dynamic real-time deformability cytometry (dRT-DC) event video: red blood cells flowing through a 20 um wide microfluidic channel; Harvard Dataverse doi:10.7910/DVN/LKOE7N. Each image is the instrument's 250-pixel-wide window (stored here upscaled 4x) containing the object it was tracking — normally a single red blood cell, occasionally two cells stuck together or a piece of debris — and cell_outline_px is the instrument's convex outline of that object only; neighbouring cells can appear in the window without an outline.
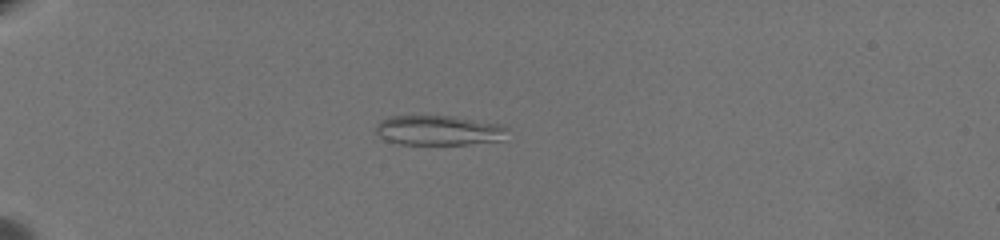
{"species": "common noctule bat (a hibernating species)", "species_latin": "Nyctalus noctula", "temperature_condition": "warm", "stored_images_in_passage": 46, "camera_frame_rate_fps": 3000, "um_per_image_px": 0.085, "animal": {"sex": "female", "body_mass_g": 19.5, "forearm_length_mm": 54.1}, "frame": {"image": 1, "passage_image": 1, "time_ms": 0.0, "image_size_px": [1000, 240], "cell_outline_px": [[508, 128], [500, 140], [468, 144], [400, 144], [384, 140], [376, 132], [376, 124], [380, 120], [392, 116], [452, 116], [500, 124]], "centroid_in_image_um": [37.23, 11.08], "position_along_channel_um": 47.8, "area_um2": 22.66}}
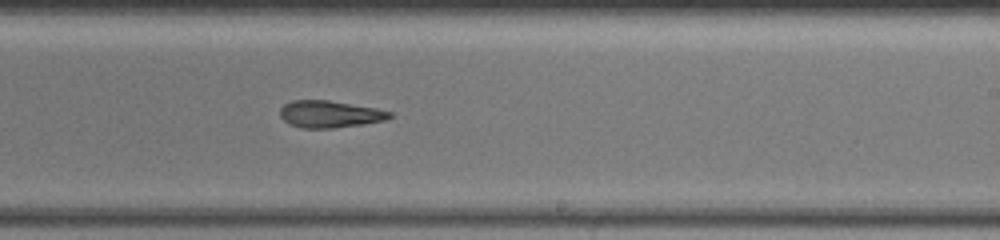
{"frame": {"image": 2, "passage_image": 24, "time_ms": 7.667, "image_size_px": [1000, 240], "cell_outline_px": [[392, 116], [384, 120], [364, 124], [332, 128], [300, 128], [288, 124], [280, 116], [280, 108], [284, 104], [292, 100], [328, 100], [376, 108], [392, 112]], "centroid_in_image_um": [28.0, 9.7], "position_along_channel_um": 261.0, "area_um2": 17.28}}
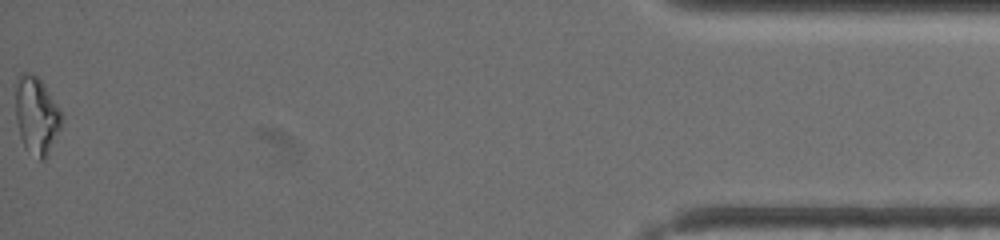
{"frame": {"image": 3, "passage_image": 46, "time_ms": 15.0, "image_size_px": [1000, 240], "cell_outline_px": [[64, 120], [44, 160], [40, 160], [24, 148], [20, 136], [16, 120], [16, 88], [20, 72], [32, 72], [44, 84], [60, 112]], "centroid_in_image_um": [3.08, 9.81], "position_along_channel_um": 432.1, "area_um2": 20.46}, "authors_computed_cell_mechanics": {"area_um2": 17.9469, "velocity_mm_per_s": 3.3816, "shape_relaxation_time_tau1_ms": null, "shape_relaxation_time_tau2_ms": 2.6722, "deformation_change_tau1": null, "deformation_change_tau2": 0.0993}}